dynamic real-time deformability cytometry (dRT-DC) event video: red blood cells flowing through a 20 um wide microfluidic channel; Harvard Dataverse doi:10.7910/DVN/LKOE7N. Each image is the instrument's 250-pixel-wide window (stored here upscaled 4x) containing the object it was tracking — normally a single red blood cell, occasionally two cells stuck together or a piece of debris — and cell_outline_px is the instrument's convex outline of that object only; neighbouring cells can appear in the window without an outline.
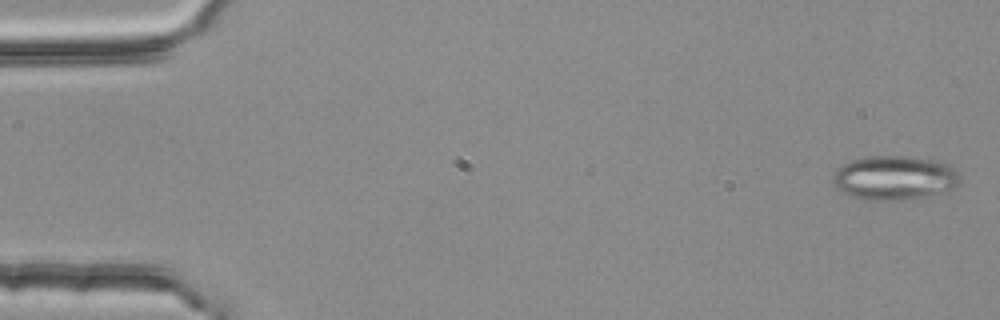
{"species": "common noctule bat (a hibernating species)", "species_latin": "Nyctalus noctula", "temperature_condition": "room temperature", "stored_images_in_passage": 3, "camera_frame_rate_fps": 3000, "um_per_image_px": 0.085, "animal": {"sex": "female", "body_mass_g": 25.1}, "frame": {"image": 1, "passage_image": 3, "time_ms": 0.667, "image_size_px": [1000, 320], "cell_outline_px": [[960, 184], [952, 188], [924, 196], [904, 200], [868, 200], [852, 196], [840, 192], [832, 184], [832, 176], [844, 164], [852, 160], [864, 156], [908, 156], [936, 160], [948, 164], [960, 176]], "centroid_in_image_um": [76.0, 15.11], "position_along_channel_um": 9.0, "area_um2": 32.66}}